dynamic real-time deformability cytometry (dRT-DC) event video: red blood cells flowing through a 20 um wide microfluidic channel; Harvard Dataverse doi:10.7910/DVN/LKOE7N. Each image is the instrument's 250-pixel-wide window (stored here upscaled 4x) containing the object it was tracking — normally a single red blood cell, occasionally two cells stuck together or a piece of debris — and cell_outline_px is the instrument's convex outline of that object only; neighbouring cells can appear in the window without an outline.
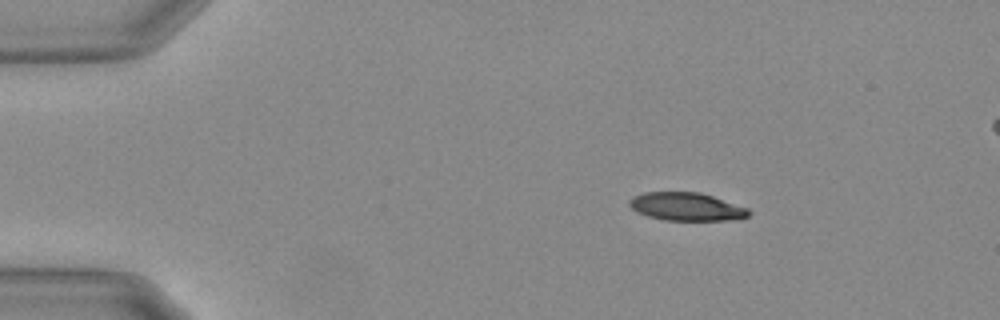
{"species": "Egyptian fruit bat (a non-hibernating species)", "species_latin": "Rousettus aegyptiacus", "temperature_condition": "warm", "stored_images_in_passage": 17, "camera_frame_rate_fps": 3000, "um_per_image_px": 0.085, "animal": {"sex": "female"}, "frame": {"image": 1, "passage_image": 1, "time_ms": 0.0, "image_size_px": [1000, 320], "cell_outline_px": [[752, 212], [748, 216], [740, 220], [664, 220], [648, 216], [636, 212], [628, 204], [628, 200], [632, 196], [644, 192], [700, 192], [748, 208]], "centroid_in_image_um": [58.35, 17.57], "position_along_channel_um": 26.7, "area_um2": 19.71}}
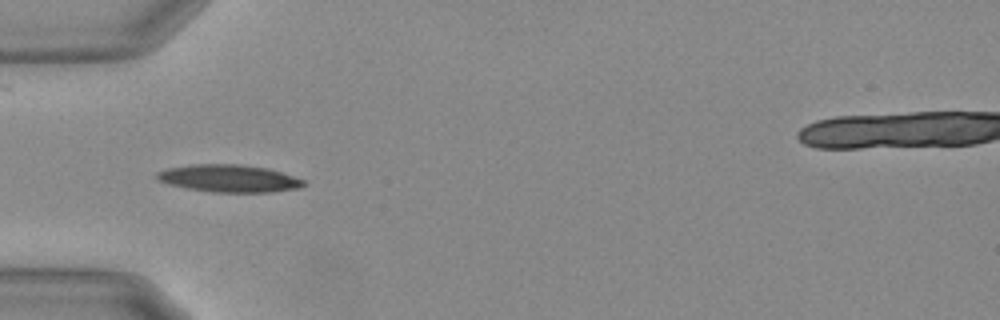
{"frame": {"image": 2, "passage_image": 10, "time_ms": 3.0, "image_size_px": [1000, 320], "cell_outline_px": [[304, 184], [300, 188], [272, 192], [212, 192], [188, 188], [168, 184], [156, 180], [156, 172], [168, 168], [192, 164], [240, 164], [268, 168], [304, 180]], "centroid_in_image_um": [19.43, 15.16], "position_along_channel_um": 65.6, "area_um2": 23.41}}